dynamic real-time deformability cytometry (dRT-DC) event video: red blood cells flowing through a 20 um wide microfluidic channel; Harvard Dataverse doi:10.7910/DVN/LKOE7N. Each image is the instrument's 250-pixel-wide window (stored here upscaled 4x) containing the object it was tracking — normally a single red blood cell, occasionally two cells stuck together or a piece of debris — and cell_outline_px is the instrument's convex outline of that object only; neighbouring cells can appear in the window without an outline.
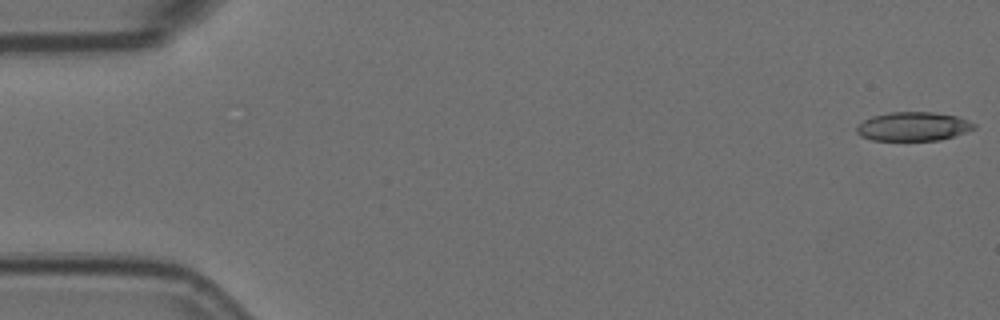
{"species": "Egyptian fruit bat (a non-hibernating species)", "species_latin": "Rousettus aegyptiacus", "temperature_condition": "room temperature", "stored_images_in_passage": 11, "camera_frame_rate_fps": 3000, "um_per_image_px": 0.085, "animal": {"sex": "female"}, "frame": {"image": 1, "passage_image": 1, "time_ms": 0.0, "image_size_px": [1000, 320], "cell_outline_px": [[976, 128], [940, 140], [872, 140], [860, 136], [856, 132], [856, 128], [864, 120], [872, 116], [892, 112], [932, 112], [956, 116], [968, 120], [976, 124]], "centroid_in_image_um": [77.61, 10.75], "position_along_channel_um": 7.4, "area_um2": 19.59}}